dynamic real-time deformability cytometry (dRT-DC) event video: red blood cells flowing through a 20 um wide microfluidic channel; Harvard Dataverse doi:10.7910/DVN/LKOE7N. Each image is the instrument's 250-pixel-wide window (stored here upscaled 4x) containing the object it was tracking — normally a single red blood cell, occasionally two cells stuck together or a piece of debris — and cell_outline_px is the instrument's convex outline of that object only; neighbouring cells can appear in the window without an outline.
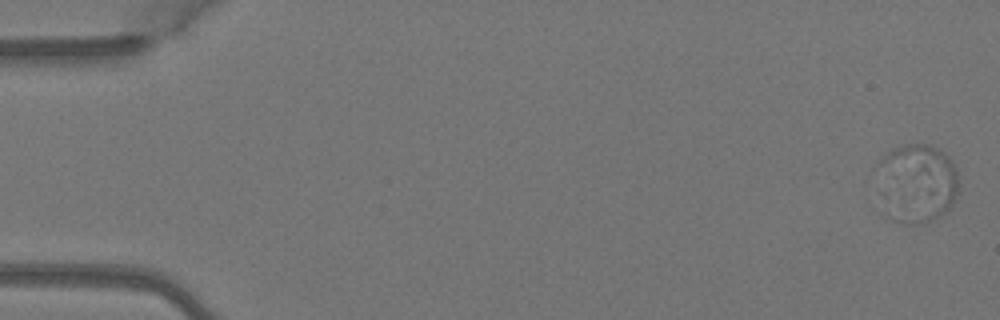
{"species": "Egyptian fruit bat (a non-hibernating species)", "species_latin": "Rousettus aegyptiacus", "temperature_condition": "warm", "stored_images_in_passage": 4, "camera_frame_rate_fps": 3000, "um_per_image_px": 0.085, "animal": {"sex": "female"}, "frame": {"image": 1, "passage_image": 1, "time_ms": 0.0, "image_size_px": [1000, 320], "cell_outline_px": [[960, 180], [952, 204], [948, 208], [936, 216], [928, 220], [916, 224], [904, 224], [892, 220], [888, 216], [884, 160], [884, 156], [892, 148], [908, 144], [928, 144], [940, 148], [952, 160], [956, 168]], "centroid_in_image_um": [78.11, 15.53], "position_along_channel_um": 6.9, "area_um2": 35.43}}